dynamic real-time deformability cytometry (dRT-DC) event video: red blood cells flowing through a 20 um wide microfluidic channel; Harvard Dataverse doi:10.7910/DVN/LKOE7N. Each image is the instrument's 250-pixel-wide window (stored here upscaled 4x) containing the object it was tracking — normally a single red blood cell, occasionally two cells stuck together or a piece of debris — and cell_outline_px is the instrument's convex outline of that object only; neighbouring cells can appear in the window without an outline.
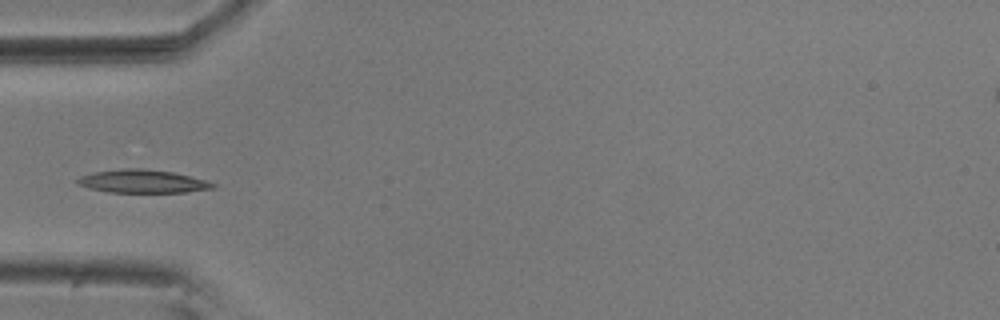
{"species": "common noctule bat (a hibernating species)", "species_latin": "Nyctalus noctula", "temperature_condition": "room temperature", "stored_images_in_passage": 38, "camera_frame_rate_fps": 3000, "um_per_image_px": 0.085, "animal": {"sex": "male", "body_mass_g": 20.5, "forearm_length_mm": 52.5}, "frame": {"image": 1, "passage_image": 1, "time_ms": 0.0, "image_size_px": [1000, 320], "cell_outline_px": [[216, 188], [184, 192], [108, 192], [88, 188], [76, 184], [76, 180], [80, 176], [92, 172], [124, 168], [144, 168], [172, 172], [204, 180], [216, 184]], "centroid_in_image_um": [12.06, 15.41], "position_along_channel_um": 72.9, "area_um2": 18.26}}
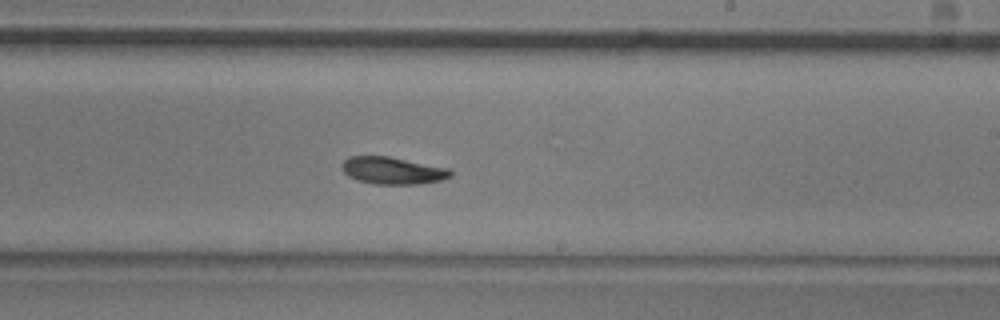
{"frame": {"image": 2, "passage_image": 16, "time_ms": 5.0, "image_size_px": [1000, 320], "cell_outline_px": [[452, 176], [440, 180], [416, 184], [376, 184], [360, 180], [348, 176], [344, 172], [344, 160], [348, 156], [388, 156], [448, 168], [452, 172]], "centroid_in_image_um": [33.39, 14.49], "position_along_channel_um": 255.6, "area_um2": 16.88}}
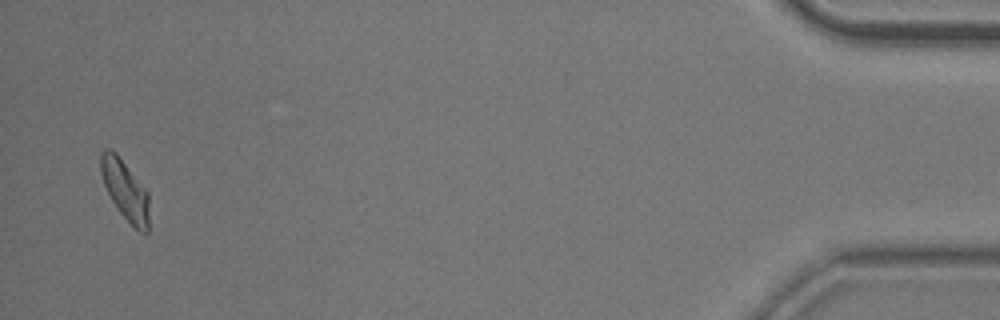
{"frame": {"image": 3, "passage_image": 37, "time_ms": 12.0, "image_size_px": [1000, 320], "cell_outline_px": [[148, 232], [140, 232], [120, 212], [112, 200], [104, 184], [100, 172], [100, 152], [104, 148], [108, 148], [116, 152], [148, 192]], "centroid_in_image_um": [10.61, 16.1], "position_along_channel_um": 424.6, "area_um2": 16.59}}